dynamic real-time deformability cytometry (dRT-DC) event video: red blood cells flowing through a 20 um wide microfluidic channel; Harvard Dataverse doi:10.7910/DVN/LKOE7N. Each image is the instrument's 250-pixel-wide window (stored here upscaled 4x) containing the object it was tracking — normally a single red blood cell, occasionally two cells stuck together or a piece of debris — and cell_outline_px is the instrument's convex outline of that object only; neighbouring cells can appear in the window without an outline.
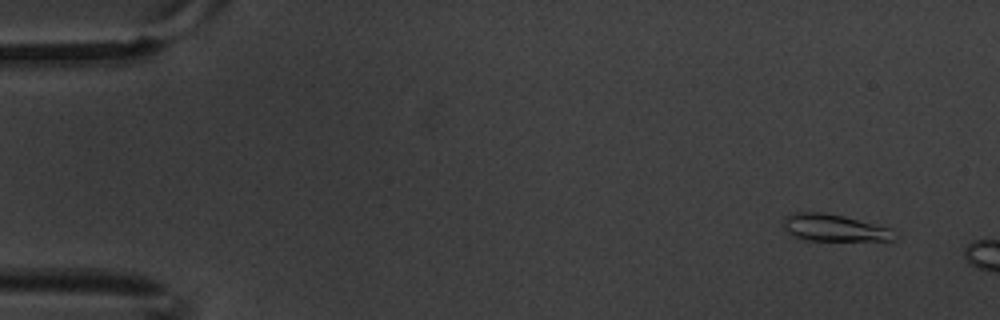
{"species": "common noctule bat (a hibernating species)", "species_latin": "Nyctalus noctula", "temperature_condition": "warm", "stored_images_in_passage": 4, "camera_frame_rate_fps": 3000, "um_per_image_px": 0.085, "animal": {"sex": "male", "body_mass_g": 20.1, "forearm_length_mm": 53.5}, "frame": {"image": 1, "passage_image": 2, "time_ms": 0.333, "image_size_px": [1000, 320], "cell_outline_px": [[896, 240], [804, 240], [792, 236], [784, 228], [784, 216], [792, 212], [824, 212], [844, 216], [892, 228]], "centroid_in_image_um": [70.87, 19.35], "position_along_channel_um": 14.1, "area_um2": 17.51}}